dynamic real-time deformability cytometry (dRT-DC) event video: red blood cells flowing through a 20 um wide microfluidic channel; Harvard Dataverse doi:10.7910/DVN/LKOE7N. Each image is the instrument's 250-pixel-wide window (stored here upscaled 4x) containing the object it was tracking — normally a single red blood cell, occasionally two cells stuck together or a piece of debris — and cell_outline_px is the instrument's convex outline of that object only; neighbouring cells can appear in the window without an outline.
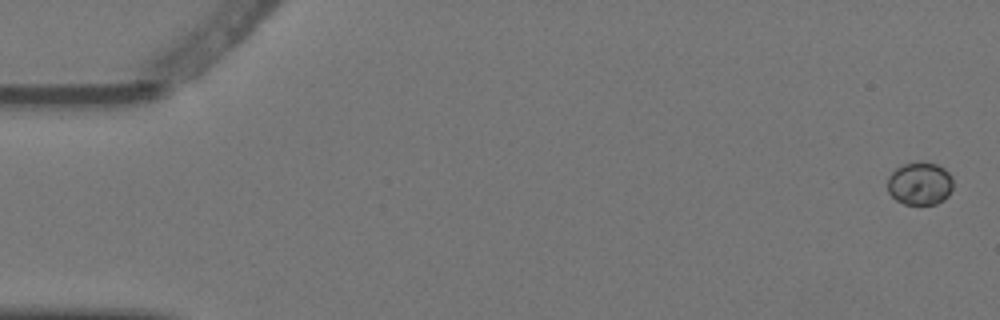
{"species": "Egyptian fruit bat (a non-hibernating species)", "species_latin": "Rousettus aegyptiacus", "temperature_condition": "warm", "stored_images_in_passage": 5, "camera_frame_rate_fps": 3000, "um_per_image_px": 0.085, "animal": {"sex": "female"}, "frame": {"image": 1, "passage_image": 1, "time_ms": 0.0, "image_size_px": [1000, 320], "cell_outline_px": [[952, 188], [948, 196], [944, 200], [936, 204], [904, 204], [896, 200], [888, 192], [888, 176], [896, 168], [904, 164], [936, 164], [944, 168], [952, 176]], "centroid_in_image_um": [78.19, 15.64], "position_along_channel_um": 6.8, "area_um2": 16.13}}
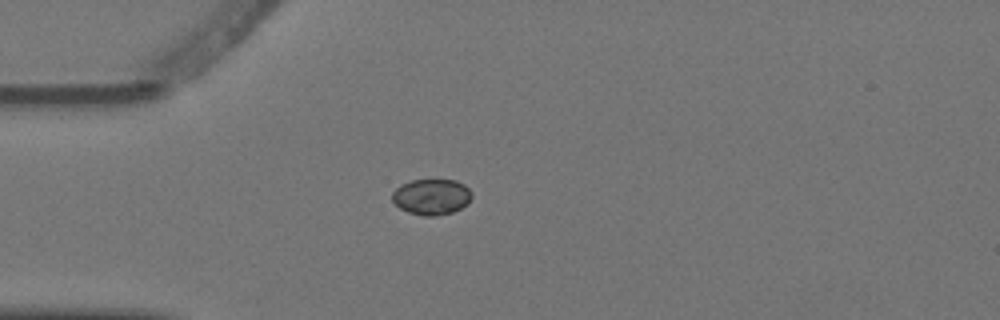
{"frame": {"image": 2, "passage_image": 4, "time_ms": 1.0, "image_size_px": [1000, 320], "cell_outline_px": [[472, 196], [468, 204], [452, 212], [436, 216], [424, 216], [408, 212], [400, 208], [392, 200], [392, 192], [400, 184], [412, 180], [456, 180], [464, 184], [472, 192]], "centroid_in_image_um": [36.68, 16.72], "position_along_channel_um": 48.3, "area_um2": 16.7}}